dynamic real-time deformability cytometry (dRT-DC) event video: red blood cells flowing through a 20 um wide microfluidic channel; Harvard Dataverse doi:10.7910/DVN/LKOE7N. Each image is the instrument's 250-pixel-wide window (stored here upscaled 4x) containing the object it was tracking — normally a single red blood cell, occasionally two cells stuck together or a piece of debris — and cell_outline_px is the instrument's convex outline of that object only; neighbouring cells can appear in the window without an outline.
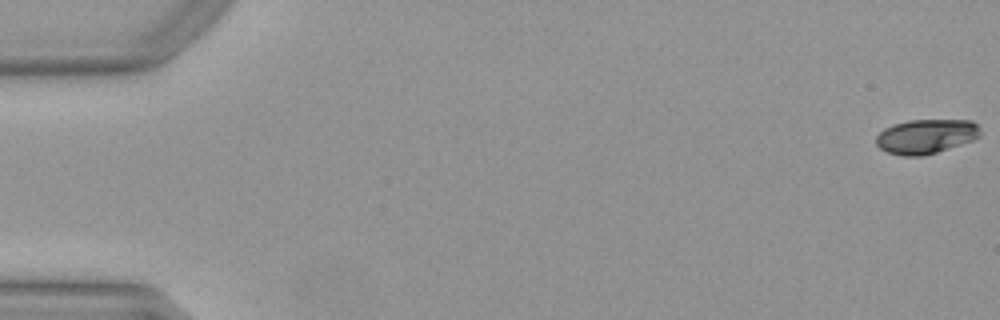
{"species": "Egyptian fruit bat (a non-hibernating species)", "species_latin": "Rousettus aegyptiacus", "temperature_condition": "warm", "stored_images_in_passage": 52, "camera_frame_rate_fps": 3000, "um_per_image_px": 0.085, "animal": {"sex": "female"}, "frame": {"image": 1, "passage_image": 1, "time_ms": 0.0, "image_size_px": [1000, 320], "cell_outline_px": [[980, 136], [972, 140], [936, 152], [920, 156], [904, 156], [888, 152], [880, 148], [876, 144], [876, 136], [884, 128], [908, 120], [972, 120], [980, 128]], "centroid_in_image_um": [78.7, 11.58], "position_along_channel_um": 6.3, "area_um2": 20.69}}
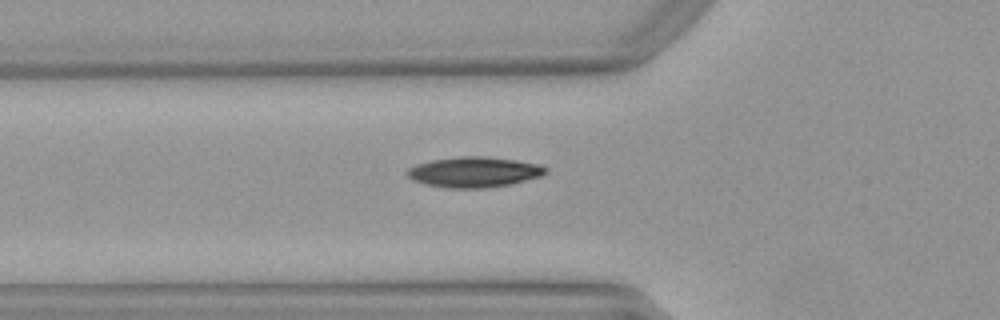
{"frame": {"image": 2, "passage_image": 19, "time_ms": 6.0, "image_size_px": [1000, 320], "cell_outline_px": [[548, 172], [544, 176], [508, 184], [484, 188], [448, 188], [424, 184], [412, 180], [404, 172], [408, 168], [416, 164], [432, 160], [460, 156], [488, 156], [516, 160], [540, 164], [548, 168]], "centroid_in_image_um": [40.31, 14.62], "position_along_channel_um": 85.5, "area_um2": 24.8}}
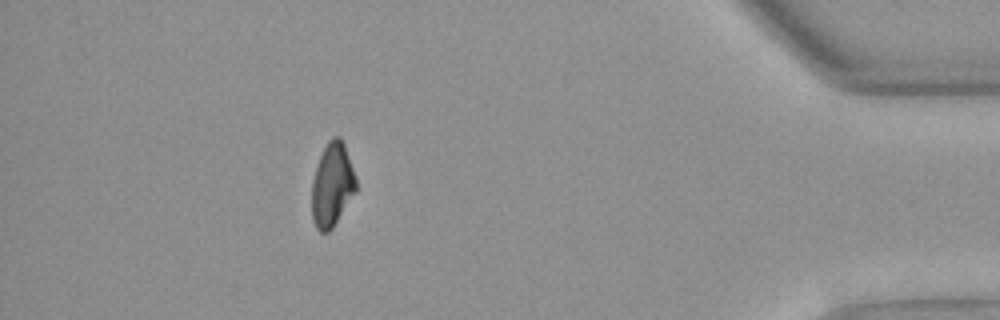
{"frame": {"image": 3, "passage_image": 47, "time_ms": 15.333, "image_size_px": [1000, 320], "cell_outline_px": [[356, 192], [332, 228], [328, 232], [320, 232], [316, 228], [312, 220], [312, 180], [320, 156], [328, 140], [332, 136], [340, 136], [344, 144], [356, 176]], "centroid_in_image_um": [28.23, 15.71], "position_along_channel_um": 407.0, "area_um2": 21.56}, "authors_computed_cell_mechanics": {"area_um2": 22.3397, "velocity_mm_per_s": 3.977, "shape_relaxation_time_tau1_ms": 4.4077, "shape_relaxation_time_tau2_ms": 3.7275, "deformation_change_tau1": 0.1428, "deformation_change_tau2": 0.0779}}